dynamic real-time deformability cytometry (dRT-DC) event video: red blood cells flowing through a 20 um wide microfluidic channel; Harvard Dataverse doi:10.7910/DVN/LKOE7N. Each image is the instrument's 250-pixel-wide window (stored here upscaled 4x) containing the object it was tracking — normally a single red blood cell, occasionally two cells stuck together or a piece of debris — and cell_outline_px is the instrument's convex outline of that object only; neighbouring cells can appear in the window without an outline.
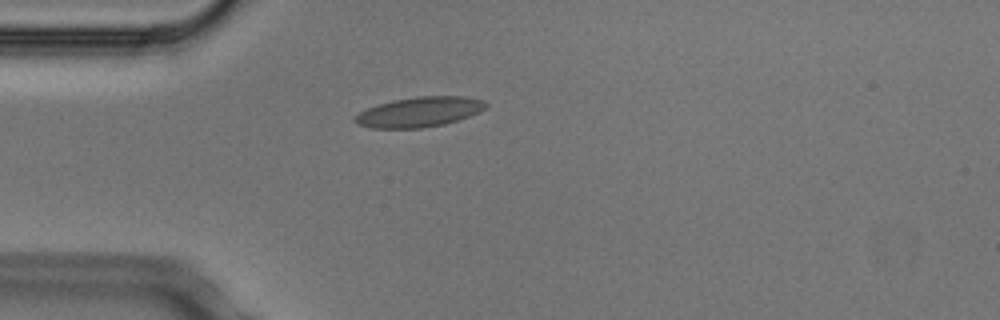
{"species": "Egyptian fruit bat (a non-hibernating species)", "species_latin": "Rousettus aegyptiacus", "temperature_condition": "cold", "stored_images_in_passage": 4, "camera_frame_rate_fps": 3000, "um_per_image_px": 0.085, "animal": {"sex": "male"}, "frame": {"image": 1, "passage_image": 4, "time_ms": 1.0, "image_size_px": [1000, 320], "cell_outline_px": [[488, 104], [480, 112], [444, 124], [424, 128], [372, 128], [356, 124], [352, 120], [360, 112], [368, 108], [392, 100], [416, 96], [464, 96], [484, 100]], "centroid_in_image_um": [35.64, 9.51], "position_along_channel_um": 49.4, "area_um2": 22.83}}